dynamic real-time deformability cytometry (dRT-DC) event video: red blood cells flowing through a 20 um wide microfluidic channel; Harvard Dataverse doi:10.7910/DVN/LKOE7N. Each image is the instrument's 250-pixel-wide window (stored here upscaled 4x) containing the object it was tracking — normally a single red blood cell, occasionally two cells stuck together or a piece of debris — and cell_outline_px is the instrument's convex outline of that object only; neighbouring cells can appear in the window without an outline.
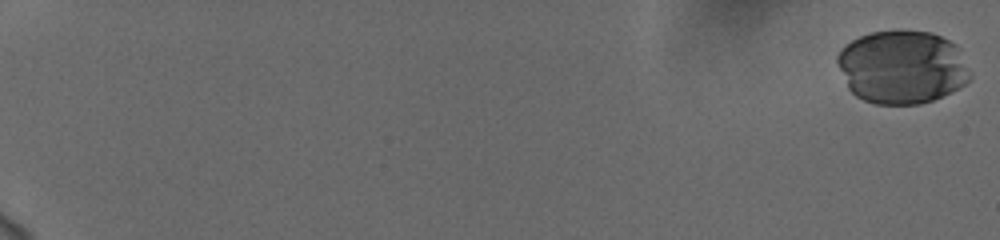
{"species": "human", "species_latin": "Homo sapiens", "temperature_condition": "cold", "stored_images_in_passage": 58, "camera_frame_rate_fps": 3000, "um_per_image_px": 0.085, "donor": {"sex": "female"}, "frame": {"image": 1, "passage_image": 1, "time_ms": 0.0, "image_size_px": [1000, 240], "cell_outline_px": [[972, 76], [964, 84], [932, 100], [920, 104], [876, 104], [864, 100], [856, 96], [848, 88], [836, 64], [836, 56], [840, 48], [844, 44], [860, 36], [872, 32], [896, 28], [900, 28], [932, 32], [956, 44], [960, 48], [972, 72]], "centroid_in_image_um": [76.67, 5.65], "position_along_channel_um": 8.3, "area_um2": 57.74}}
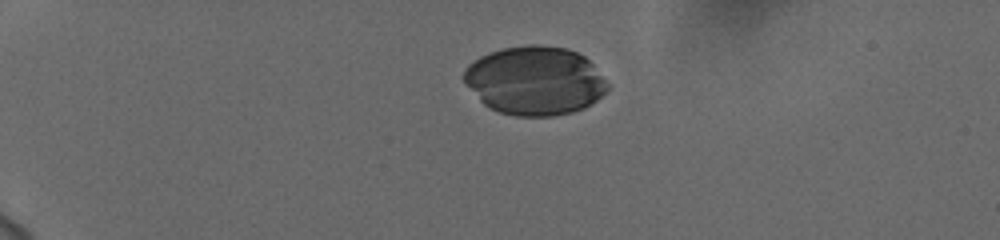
{"frame": {"image": 2, "passage_image": 16, "time_ms": 5.0, "image_size_px": [1000, 240], "cell_outline_px": [[608, 88], [596, 100], [584, 108], [572, 112], [552, 116], [516, 116], [500, 112], [484, 104], [480, 100], [464, 80], [464, 68], [468, 64], [480, 56], [504, 48], [532, 44], [536, 44], [568, 48], [584, 56], [592, 64], [608, 84]], "centroid_in_image_um": [45.46, 6.85], "position_along_channel_um": 39.5, "area_um2": 56.99}}